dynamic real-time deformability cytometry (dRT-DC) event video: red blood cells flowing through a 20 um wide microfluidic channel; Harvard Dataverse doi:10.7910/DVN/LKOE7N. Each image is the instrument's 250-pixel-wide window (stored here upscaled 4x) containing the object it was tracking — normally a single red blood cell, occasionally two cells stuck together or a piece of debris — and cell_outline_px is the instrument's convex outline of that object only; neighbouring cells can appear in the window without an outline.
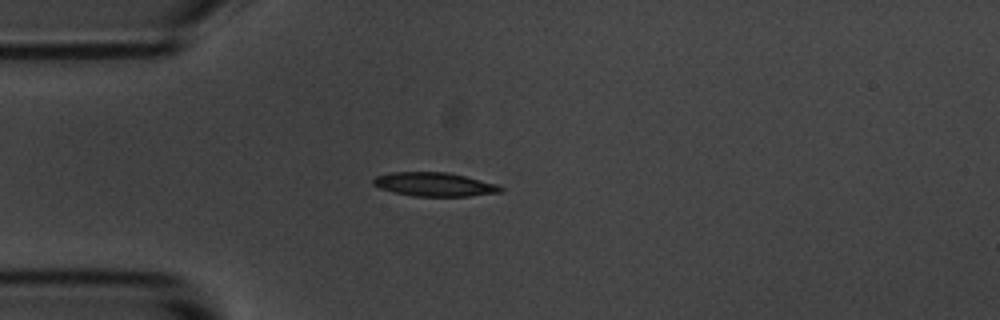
{"species": "common noctule bat (a hibernating species)", "species_latin": "Nyctalus noctula", "temperature_condition": "room temperature", "stored_images_in_passage": 3, "camera_frame_rate_fps": 3000, "um_per_image_px": 0.085, "animal": {"sex": "male", "body_mass_g": 20.1, "forearm_length_mm": 53.5}, "frame": {"image": 1, "passage_image": 3, "time_ms": 0.667, "image_size_px": [1000, 320], "cell_outline_px": [[504, 192], [468, 196], [412, 196], [380, 188], [372, 184], [372, 180], [376, 176], [388, 172], [448, 172], [496, 184], [504, 188]], "centroid_in_image_um": [36.92, 15.67], "position_along_channel_um": 48.1, "area_um2": 17.63}}